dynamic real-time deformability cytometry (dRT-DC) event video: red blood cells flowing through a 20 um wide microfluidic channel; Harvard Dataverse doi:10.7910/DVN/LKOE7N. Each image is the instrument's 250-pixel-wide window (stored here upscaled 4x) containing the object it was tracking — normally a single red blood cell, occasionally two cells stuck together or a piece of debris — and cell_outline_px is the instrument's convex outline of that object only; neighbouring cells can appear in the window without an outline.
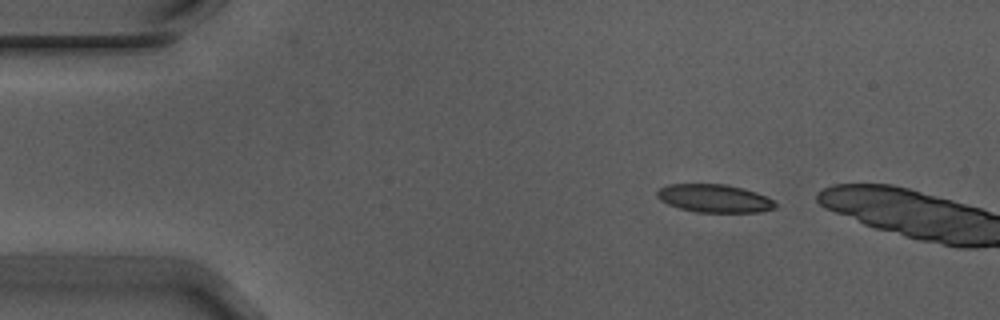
{"species": "Egyptian fruit bat (a non-hibernating species)", "species_latin": "Rousettus aegyptiacus", "temperature_condition": "warm", "stored_images_in_passage": 9, "camera_frame_rate_fps": 3000, "um_per_image_px": 0.085, "animal": {"sex": "male"}, "frame": {"image": 1, "passage_image": 6, "time_ms": 1.667, "image_size_px": [1000, 320], "cell_outline_px": [[776, 208], [756, 212], [696, 212], [680, 208], [668, 204], [660, 200], [656, 196], [656, 192], [660, 188], [668, 184], [724, 184], [744, 188], [756, 192], [772, 200], [776, 204]], "centroid_in_image_um": [60.69, 16.86], "position_along_channel_um": 24.3, "area_um2": 19.25}}